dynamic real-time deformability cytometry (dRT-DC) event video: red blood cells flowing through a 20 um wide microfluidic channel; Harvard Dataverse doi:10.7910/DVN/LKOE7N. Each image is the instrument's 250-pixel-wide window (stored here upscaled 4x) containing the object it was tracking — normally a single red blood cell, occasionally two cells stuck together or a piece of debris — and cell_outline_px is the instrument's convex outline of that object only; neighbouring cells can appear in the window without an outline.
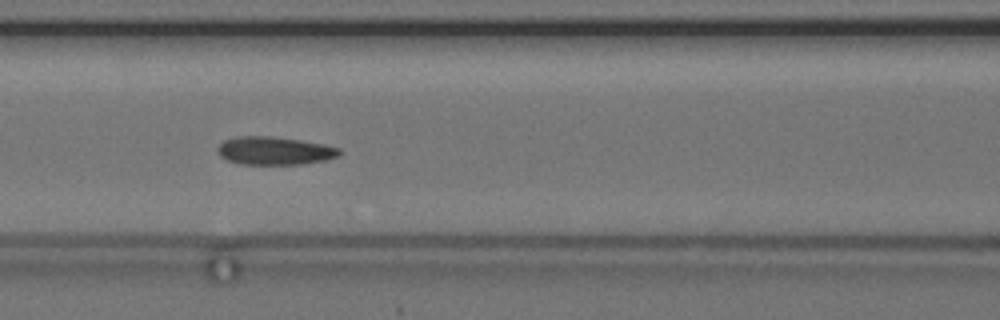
{"species": "common noctule bat (a hibernating species)", "species_latin": "Nyctalus noctula", "temperature_condition": "cold", "stored_images_in_passage": 57, "camera_frame_rate_fps": 3000, "um_per_image_px": 0.085, "animal": {"sex": "female", "body_mass_g": 24.6, "forearm_length_mm": 56.2}, "frame": {"image": 1, "passage_image": 25, "time_ms": 8.0, "image_size_px": [1000, 320], "cell_outline_px": [[340, 156], [324, 160], [300, 164], [240, 164], [228, 160], [220, 156], [216, 148], [224, 140], [236, 136], [272, 136], [300, 140], [324, 144], [340, 148]], "centroid_in_image_um": [23.32, 12.8], "position_along_channel_um": 143.3, "area_um2": 19.94}}
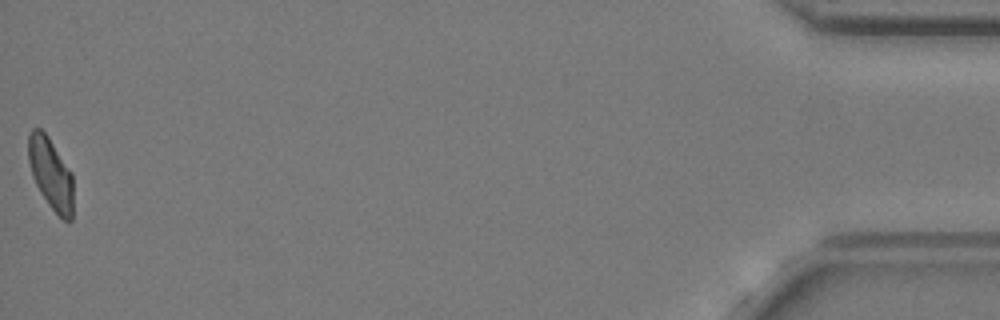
{"frame": {"image": 2, "passage_image": 57, "time_ms": 18.667, "image_size_px": [1000, 320], "cell_outline_px": [[72, 220], [64, 220], [48, 204], [40, 192], [32, 176], [28, 160], [28, 132], [32, 128], [40, 128], [48, 136], [72, 172]], "centroid_in_image_um": [4.29, 14.71], "position_along_channel_um": 430.9, "area_um2": 18.67}, "authors_computed_cell_mechanics": {"area_um2": 19.5364, "velocity_mm_per_s": 3.6048, "shape_relaxation_time_tau1_ms": 7.7328, "shape_relaxation_time_tau2_ms": 2.4123, "deformation_change_tau1": 0.153, "deformation_change_tau2": 0.0927}}